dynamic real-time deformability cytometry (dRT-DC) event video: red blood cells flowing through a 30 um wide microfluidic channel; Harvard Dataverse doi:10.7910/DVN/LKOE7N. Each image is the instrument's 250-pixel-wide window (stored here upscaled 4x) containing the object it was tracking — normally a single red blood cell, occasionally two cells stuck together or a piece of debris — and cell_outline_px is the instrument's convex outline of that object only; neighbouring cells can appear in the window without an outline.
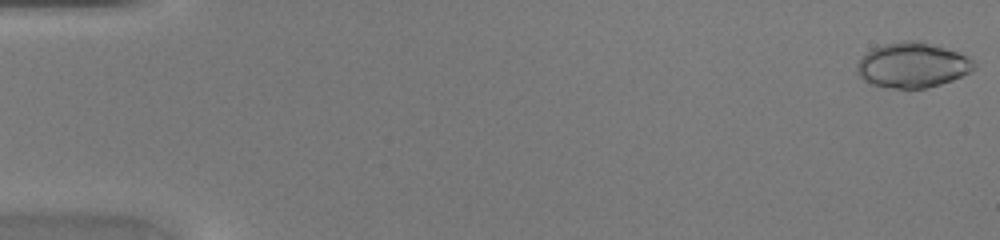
{"species": "common noctule bat (a hibernating species)", "species_latin": "Nyctalus noctula", "temperature_condition": "warm", "stored_images_in_passage": 47, "camera_frame_rate_fps": 3000, "um_per_image_px": 0.085, "animal": {"sex": "female", "body_mass_g": 20.0, "forearm_length_mm": 54.0}, "frame": {"image": 1, "passage_image": 1, "time_ms": 0.0, "image_size_px": [1000, 240], "cell_outline_px": [[976, 68], [972, 72], [952, 80], [940, 84], [924, 88], [888, 88], [872, 84], [864, 80], [856, 72], [856, 64], [872, 48], [884, 44], [904, 40], [920, 40], [956, 52], [972, 60], [976, 64]], "centroid_in_image_um": [77.55, 5.54], "position_along_channel_um": 7.5, "area_um2": 30.63}}
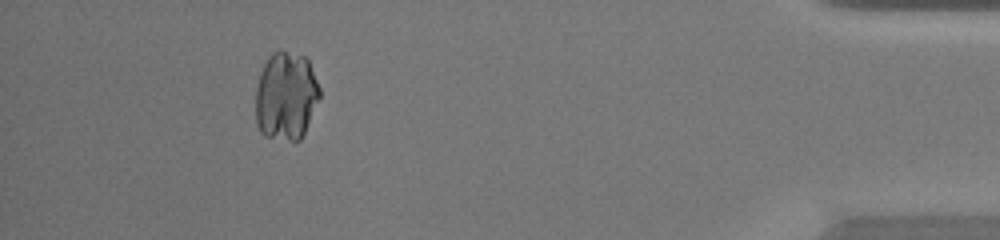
{"frame": {"image": 2, "passage_image": 43, "time_ms": 14.0, "image_size_px": [1000, 240], "cell_outline_px": [[320, 96], [304, 132], [300, 140], [288, 140], [264, 136], [260, 132], [256, 124], [256, 88], [260, 72], [268, 56], [272, 52], [280, 48], [304, 56], [308, 60], [320, 88]], "centroid_in_image_um": [24.29, 8.13], "position_along_channel_um": 410.9, "area_um2": 33.18}}